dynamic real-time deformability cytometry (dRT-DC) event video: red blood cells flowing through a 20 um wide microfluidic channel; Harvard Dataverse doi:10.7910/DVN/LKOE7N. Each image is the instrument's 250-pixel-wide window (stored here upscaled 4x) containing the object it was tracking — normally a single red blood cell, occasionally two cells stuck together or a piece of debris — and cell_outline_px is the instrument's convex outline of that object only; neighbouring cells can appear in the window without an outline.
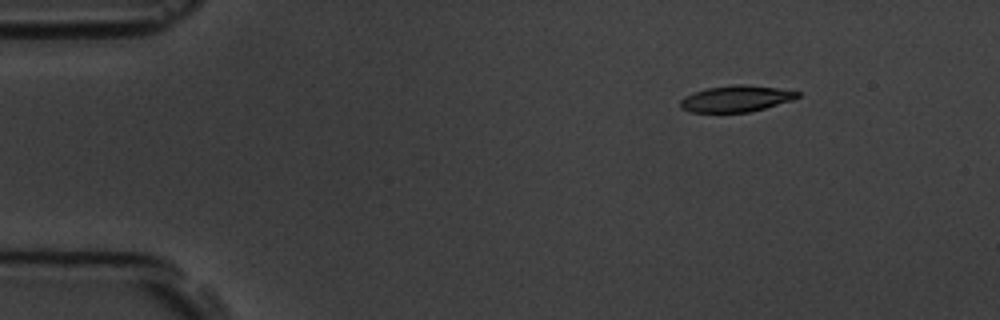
{"species": "common noctule bat (a hibernating species)", "species_latin": "Nyctalus noctula", "temperature_condition": "room temperature", "stored_images_in_passage": 11, "camera_frame_rate_fps": 3000, "um_per_image_px": 0.085, "animal": {"sex": "male", "body_mass_g": 19.5, "forearm_length_mm": 54.6}, "frame": {"image": 1, "passage_image": 2, "time_ms": 1.333, "image_size_px": [1000, 320], "cell_outline_px": [[800, 96], [792, 100], [764, 108], [748, 112], [688, 112], [680, 108], [680, 100], [684, 96], [708, 88], [736, 84], [744, 84], [776, 88], [800, 92]], "centroid_in_image_um": [62.54, 8.39], "position_along_channel_um": 22.5, "area_um2": 17.8}}
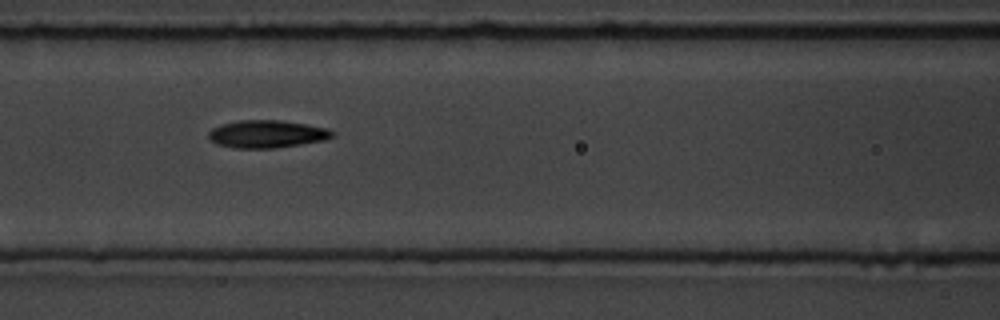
{"frame": {"image": 2, "passage_image": 7, "time_ms": 6.667, "image_size_px": [1000, 320], "cell_outline_px": [[336, 136], [324, 140], [276, 148], [236, 148], [216, 144], [208, 136], [208, 132], [212, 128], [224, 124], [240, 120], [280, 120], [328, 128], [336, 132]], "centroid_in_image_um": [22.73, 11.39], "position_along_channel_um": 143.9, "area_um2": 19.88}}
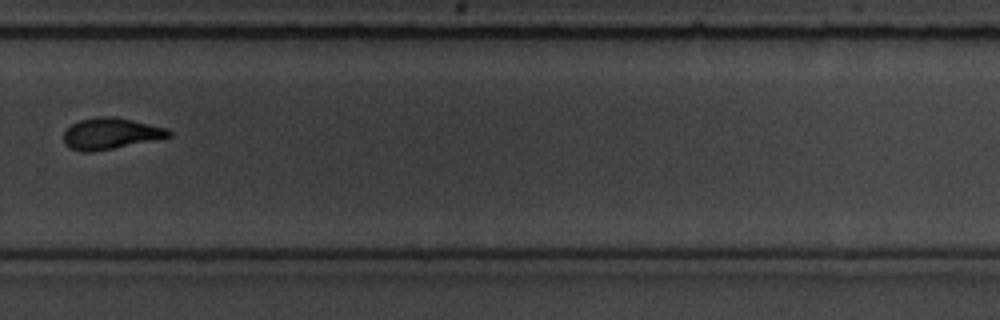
{"frame": {"image": 3, "passage_image": 11, "time_ms": 11.333, "image_size_px": [1000, 320], "cell_outline_px": [[172, 136], [92, 152], [84, 152], [72, 148], [64, 140], [64, 132], [72, 124], [80, 120], [96, 116], [112, 116], [132, 120], [168, 128], [172, 132]], "centroid_in_image_um": [9.42, 11.33], "position_along_channel_um": 320.4, "area_um2": 18.79}}